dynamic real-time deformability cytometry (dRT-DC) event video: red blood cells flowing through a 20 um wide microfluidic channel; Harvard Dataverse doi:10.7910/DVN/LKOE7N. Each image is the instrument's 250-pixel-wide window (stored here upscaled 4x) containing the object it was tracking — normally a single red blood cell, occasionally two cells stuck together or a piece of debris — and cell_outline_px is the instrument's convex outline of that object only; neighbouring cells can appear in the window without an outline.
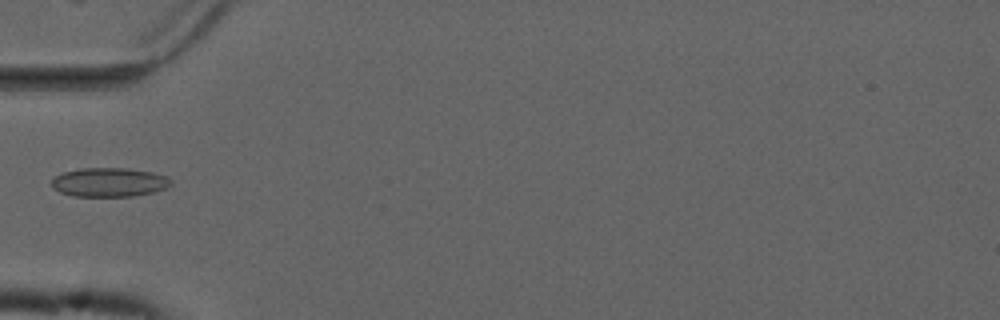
{"species": "common noctule bat (a hibernating species)", "species_latin": "Nyctalus noctula", "temperature_condition": "cold", "stored_images_in_passage": 37, "camera_frame_rate_fps": 3000, "um_per_image_px": 0.085, "animal": {"sex": "male", "forearm_length_mm": 52.5}, "frame": {"image": 1, "passage_image": 1, "time_ms": 0.0, "image_size_px": [1000, 320], "cell_outline_px": [[172, 184], [168, 188], [152, 192], [132, 196], [72, 196], [60, 192], [52, 188], [52, 180], [56, 176], [64, 172], [80, 168], [128, 168], [152, 172], [168, 176], [172, 180]], "centroid_in_image_um": [9.31, 15.49], "position_along_channel_um": 75.7, "area_um2": 20.29}}
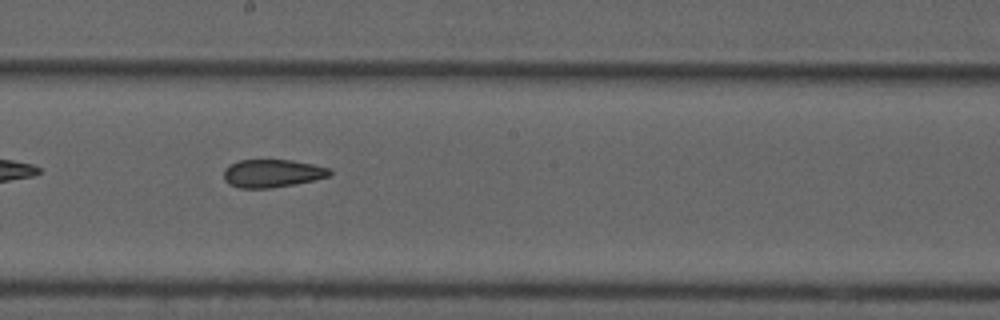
{"frame": {"image": 2, "passage_image": 13, "time_ms": 4.0, "image_size_px": [1000, 320], "cell_outline_px": [[332, 176], [296, 184], [272, 188], [240, 188], [228, 184], [224, 180], [224, 168], [228, 164], [240, 160], [292, 160], [312, 164], [328, 168], [332, 172]], "centroid_in_image_um": [23.13, 14.74], "position_along_channel_um": 225.1, "area_um2": 17.46}}
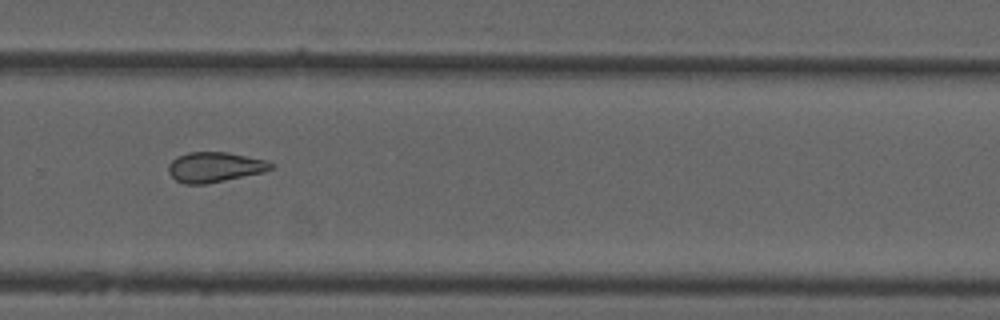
{"frame": {"image": 3, "passage_image": 20, "time_ms": 6.333, "image_size_px": [1000, 320], "cell_outline_px": [[272, 168], [264, 172], [204, 184], [184, 184], [176, 180], [168, 172], [168, 164], [176, 156], [188, 152], [228, 152], [268, 160], [272, 164]], "centroid_in_image_um": [18.23, 14.19], "position_along_channel_um": 311.6, "area_um2": 17.98}}